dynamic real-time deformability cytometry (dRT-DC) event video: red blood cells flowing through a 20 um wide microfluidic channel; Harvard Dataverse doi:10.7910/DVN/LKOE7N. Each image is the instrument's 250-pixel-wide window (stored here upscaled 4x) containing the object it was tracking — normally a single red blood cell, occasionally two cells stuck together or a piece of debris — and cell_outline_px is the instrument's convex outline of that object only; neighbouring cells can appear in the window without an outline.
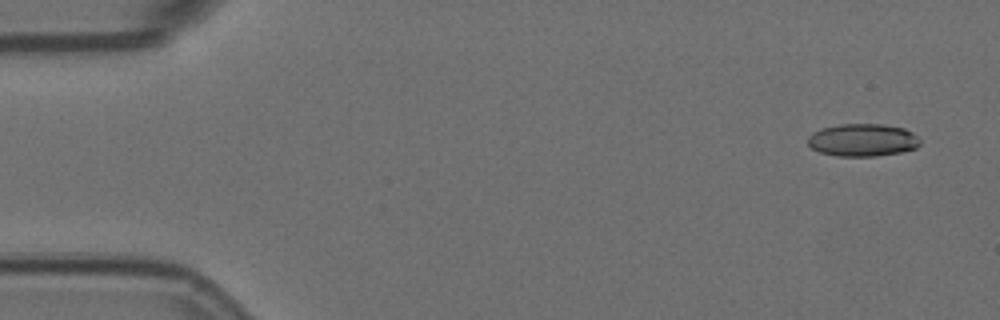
{"species": "Egyptian fruit bat (a non-hibernating species)", "species_latin": "Rousettus aegyptiacus", "temperature_condition": "room temperature", "stored_images_in_passage": 5, "camera_frame_rate_fps": 3000, "um_per_image_px": 0.085, "animal": {"sex": "female"}, "frame": {"image": 1, "passage_image": 1, "time_ms": 0.0, "image_size_px": [1000, 320], "cell_outline_px": [[920, 144], [916, 148], [900, 152], [876, 156], [836, 156], [820, 152], [812, 148], [808, 144], [808, 136], [812, 132], [824, 128], [840, 124], [884, 124], [904, 128], [912, 132], [920, 140]], "centroid_in_image_um": [73.33, 11.9], "position_along_channel_um": 11.7, "area_um2": 21.33}}
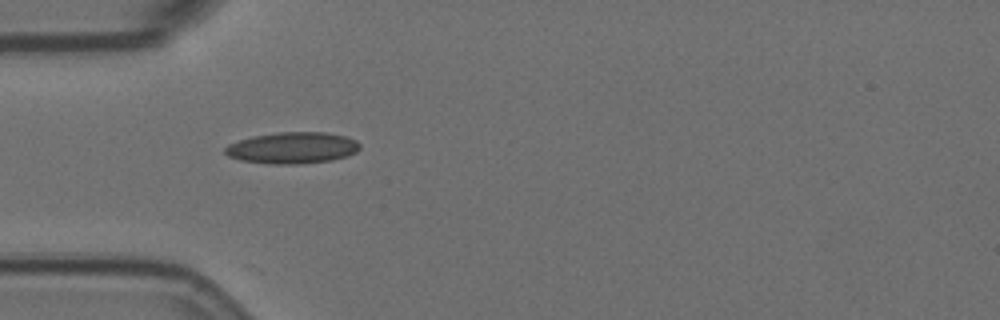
{"frame": {"image": 2, "passage_image": 5, "time_ms": 1.333, "image_size_px": [1000, 320], "cell_outline_px": [[360, 148], [356, 152], [348, 156], [332, 160], [296, 164], [272, 164], [240, 160], [228, 156], [224, 152], [224, 148], [228, 144], [252, 136], [276, 132], [324, 132], [344, 136], [356, 140], [360, 144]], "centroid_in_image_um": [24.85, 12.57], "position_along_channel_um": 60.2, "area_um2": 24.74}}